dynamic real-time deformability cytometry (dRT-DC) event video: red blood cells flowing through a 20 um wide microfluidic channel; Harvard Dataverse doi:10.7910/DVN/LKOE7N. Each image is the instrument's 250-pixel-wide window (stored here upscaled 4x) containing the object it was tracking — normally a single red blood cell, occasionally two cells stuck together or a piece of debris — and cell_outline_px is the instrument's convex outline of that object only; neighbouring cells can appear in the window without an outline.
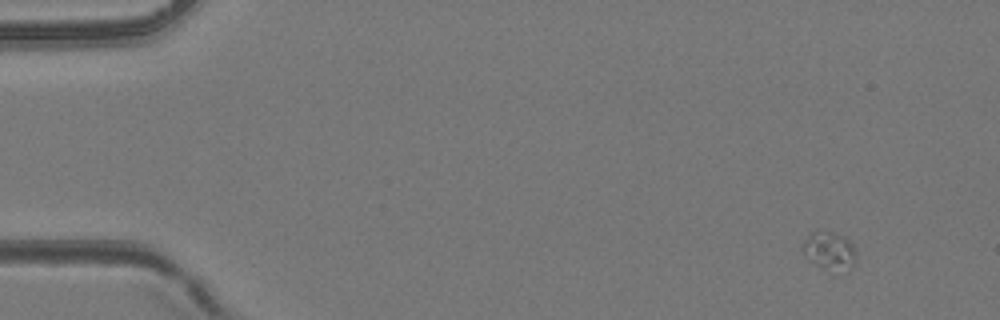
{"species": "common noctule bat (a hibernating species)", "species_latin": "Nyctalus noctula", "temperature_condition": "room temperature", "stored_images_in_passage": 4, "camera_frame_rate_fps": 3000, "um_per_image_px": 0.085, "animal": {"sex": "female", "body_mass_g": 24.6, "forearm_length_mm": 56.2}, "frame": {"image": 1, "passage_image": 1, "time_ms": 0.0, "image_size_px": [1000, 320], "cell_outline_px": [[856, 256], [852, 268], [824, 268], [808, 260], [804, 256], [804, 240], [816, 228], [832, 232], [844, 236], [856, 248]], "centroid_in_image_um": [70.5, 21.24], "position_along_channel_um": 14.5, "area_um2": 11.62}}